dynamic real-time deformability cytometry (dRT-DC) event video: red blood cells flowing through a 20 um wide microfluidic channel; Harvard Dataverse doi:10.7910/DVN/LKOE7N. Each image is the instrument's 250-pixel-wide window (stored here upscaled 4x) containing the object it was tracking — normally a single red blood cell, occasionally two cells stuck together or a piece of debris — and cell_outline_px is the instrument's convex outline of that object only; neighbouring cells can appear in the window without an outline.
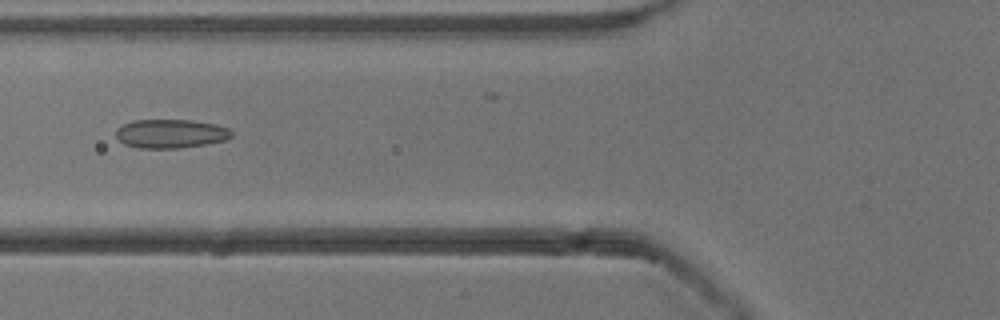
{"species": "common noctule bat (a hibernating species)", "species_latin": "Nyctalus noctula", "temperature_condition": "cold", "stored_images_in_passage": 53, "camera_frame_rate_fps": 3000, "um_per_image_px": 0.085, "animal": {"sex": "male", "body_mass_g": 13.3}, "frame": {"image": 1, "passage_image": 20, "time_ms": 6.333, "image_size_px": [1000, 320], "cell_outline_px": [[232, 136], [224, 140], [204, 144], [180, 148], [140, 148], [124, 144], [116, 136], [116, 128], [132, 120], [192, 120], [216, 124], [228, 128], [232, 132]], "centroid_in_image_um": [14.49, 11.35], "position_along_channel_um": 111.3, "area_um2": 19.36}}
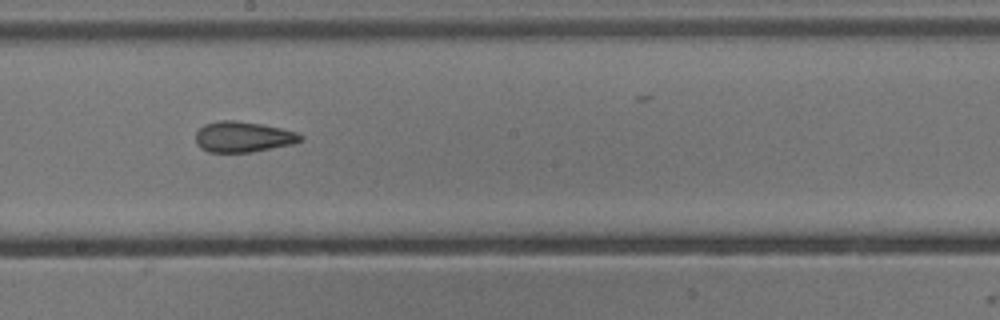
{"frame": {"image": 2, "passage_image": 29, "time_ms": 9.333, "image_size_px": [1000, 320], "cell_outline_px": [[304, 140], [292, 144], [252, 152], [208, 152], [200, 148], [196, 144], [196, 132], [204, 124], [220, 120], [236, 120], [260, 124], [280, 128], [296, 132], [304, 136]], "centroid_in_image_um": [20.65, 11.63], "position_along_channel_um": 227.5, "area_um2": 18.79}}
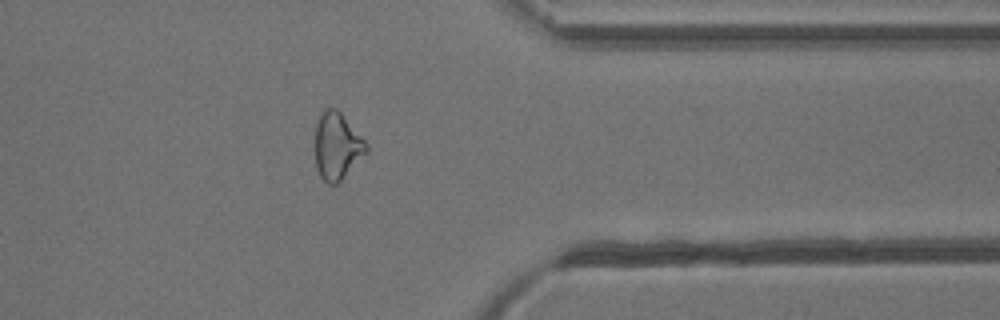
{"frame": {"image": 3, "passage_image": 42, "time_ms": 13.667, "image_size_px": [1000, 320], "cell_outline_px": [[368, 152], [336, 184], [328, 184], [320, 176], [316, 168], [316, 124], [324, 108], [336, 108], [340, 112], [368, 144]], "centroid_in_image_um": [28.65, 12.42], "position_along_channel_um": 382.7, "area_um2": 19.71}, "authors_computed_cell_mechanics": {"area_um2": 20.5768, "velocity_mm_per_s": 3.8628, "shape_relaxation_time_tau1_ms": null, "shape_relaxation_time_tau2_ms": 2.4251, "deformation_change_tau1": null, "deformation_change_tau2": 0.1086}}